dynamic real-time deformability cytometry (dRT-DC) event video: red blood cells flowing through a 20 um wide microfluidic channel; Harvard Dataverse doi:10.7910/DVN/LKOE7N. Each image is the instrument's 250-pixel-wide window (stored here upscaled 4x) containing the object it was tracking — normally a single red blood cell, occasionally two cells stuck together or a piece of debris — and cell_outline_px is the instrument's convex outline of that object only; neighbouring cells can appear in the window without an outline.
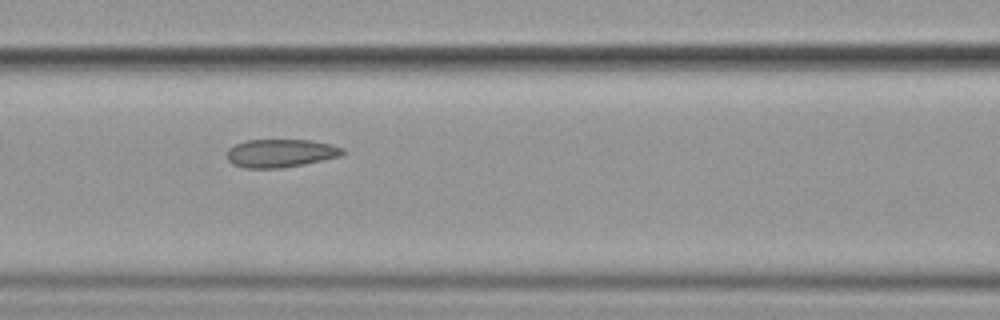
{"species": "common noctule bat (a hibernating species)", "species_latin": "Nyctalus noctula", "temperature_condition": "cold", "stored_images_in_passage": 10, "camera_frame_rate_fps": 3000, "um_per_image_px": 0.085, "animal": {"sex": "female", "body_mass_g": 19.9}, "frame": {"image": 1, "passage_image": 9, "time_ms": 9.667, "image_size_px": [1000, 320], "cell_outline_px": [[344, 152], [340, 156], [304, 164], [280, 168], [244, 168], [232, 164], [228, 160], [228, 148], [244, 140], [312, 140], [332, 144], [344, 148]], "centroid_in_image_um": [23.85, 13.01], "position_along_channel_um": 142.8, "area_um2": 19.02}}
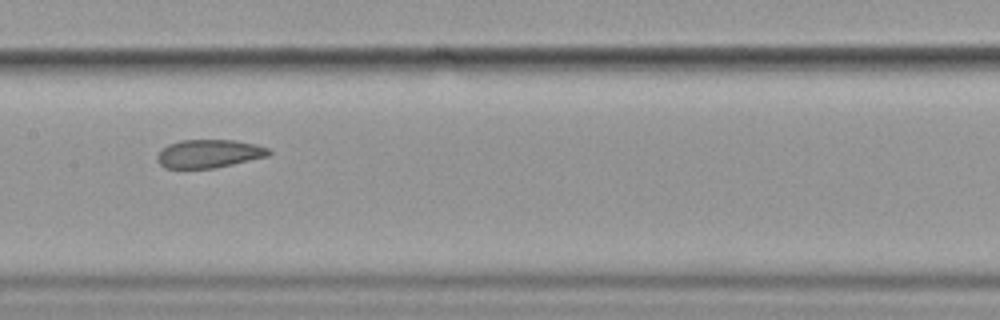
{"frame": {"image": 2, "passage_image": 10, "time_ms": 11.0, "image_size_px": [1000, 320], "cell_outline_px": [[272, 152], [268, 156], [216, 168], [164, 168], [156, 160], [156, 156], [160, 148], [168, 144], [180, 140], [236, 140], [256, 144], [268, 148]], "centroid_in_image_um": [17.73, 13.06], "position_along_channel_um": 189.7, "area_um2": 18.61}}